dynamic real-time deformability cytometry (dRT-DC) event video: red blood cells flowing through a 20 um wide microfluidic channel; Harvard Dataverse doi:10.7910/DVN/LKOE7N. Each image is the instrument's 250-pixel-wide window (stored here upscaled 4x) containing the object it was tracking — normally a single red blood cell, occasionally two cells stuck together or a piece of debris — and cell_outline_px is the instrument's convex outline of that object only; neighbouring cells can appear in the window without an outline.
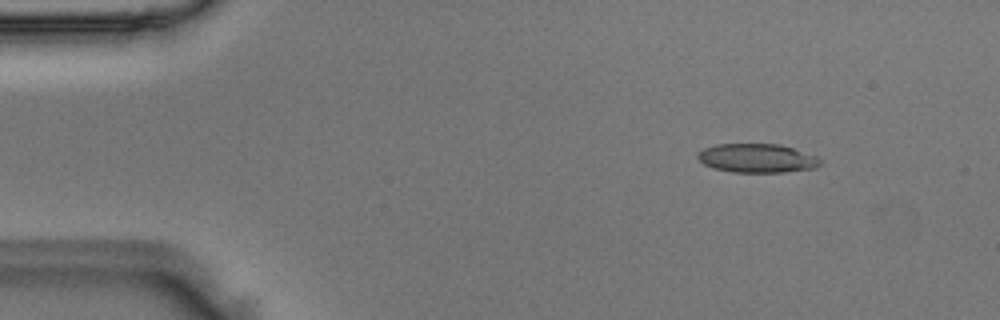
{"species": "Egyptian fruit bat (a non-hibernating species)", "species_latin": "Rousettus aegyptiacus", "temperature_condition": "room temperature", "stored_images_in_passage": 30, "camera_frame_rate_fps": 3000, "um_per_image_px": 0.085, "animal": {"sex": "male"}, "frame": {"image": 1, "passage_image": 2, "time_ms": 0.333, "image_size_px": [1000, 320], "cell_outline_px": [[820, 164], [816, 168], [784, 172], [732, 172], [712, 168], [704, 164], [696, 156], [704, 148], [716, 144], [780, 144], [816, 156], [820, 160]], "centroid_in_image_um": [64.33, 13.45], "position_along_channel_um": 20.7, "area_um2": 20.52}}